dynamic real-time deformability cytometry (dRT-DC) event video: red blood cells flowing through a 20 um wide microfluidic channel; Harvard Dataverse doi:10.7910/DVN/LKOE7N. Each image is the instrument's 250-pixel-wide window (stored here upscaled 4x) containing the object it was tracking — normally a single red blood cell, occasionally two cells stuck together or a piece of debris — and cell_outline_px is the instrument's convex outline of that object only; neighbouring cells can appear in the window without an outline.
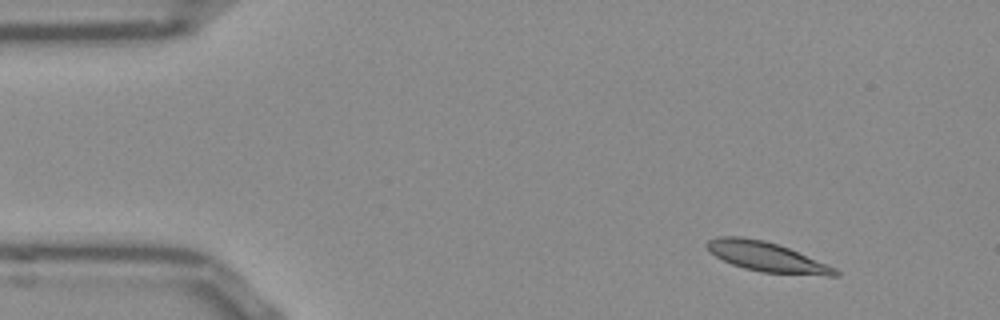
{"species": "Egyptian fruit bat (a non-hibernating species)", "species_latin": "Rousettus aegyptiacus", "temperature_condition": "room temperature", "stored_images_in_passage": 48, "camera_frame_rate_fps": 3000, "um_per_image_px": 0.085, "frame": {"image": 1, "passage_image": 1, "time_ms": 0.0, "image_size_px": [1000, 320], "cell_outline_px": [[840, 276], [824, 276], [760, 272], [744, 268], [732, 264], [716, 256], [704, 244], [708, 240], [720, 236], [740, 236], [764, 240], [788, 248], [836, 268], [840, 272]], "centroid_in_image_um": [65.19, 21.84], "position_along_channel_um": 19.8, "area_um2": 22.02}}
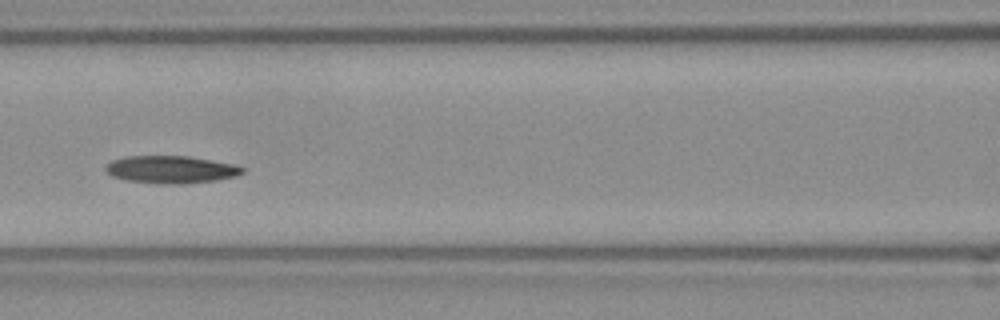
{"frame": {"image": 2, "passage_image": 18, "time_ms": 5.667, "image_size_px": [1000, 320], "cell_outline_px": [[244, 172], [236, 176], [216, 180], [180, 184], [172, 184], [128, 180], [112, 176], [104, 168], [112, 160], [124, 156], [188, 156], [236, 164], [244, 168]], "centroid_in_image_um": [14.57, 14.39], "position_along_channel_um": 152.0, "area_um2": 21.73}}
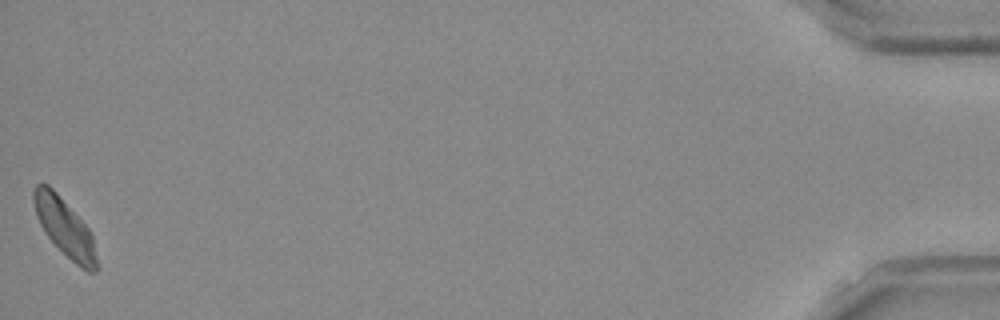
{"frame": {"image": 3, "passage_image": 48, "time_ms": 15.667, "image_size_px": [1000, 320], "cell_outline_px": [[100, 268], [96, 272], [88, 272], [80, 268], [44, 232], [36, 216], [32, 200], [32, 192], [36, 184], [48, 184], [56, 192], [88, 228], [92, 236]], "centroid_in_image_um": [5.51, 19.35], "position_along_channel_um": 429.7, "area_um2": 21.04}, "authors_computed_cell_mechanics": {"area_um2": 21.6172, "velocity_mm_per_s": 3.7941, "shape_relaxation_time_tau1_ms": 4.8494, "shape_relaxation_time_tau2_ms": null, "deformation_change_tau1": 0.1442, "deformation_change_tau2": null}}